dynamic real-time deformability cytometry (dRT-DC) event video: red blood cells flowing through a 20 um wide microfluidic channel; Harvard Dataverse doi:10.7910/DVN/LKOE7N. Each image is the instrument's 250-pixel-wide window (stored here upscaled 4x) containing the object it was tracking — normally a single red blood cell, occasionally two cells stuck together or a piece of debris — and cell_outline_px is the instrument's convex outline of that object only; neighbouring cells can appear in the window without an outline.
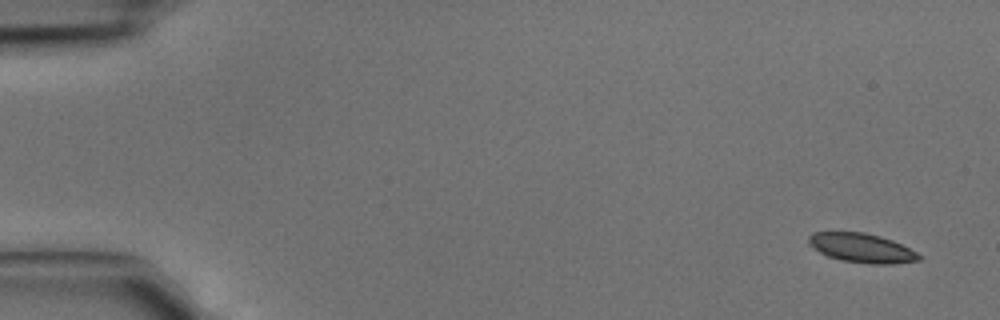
{"species": "common noctule bat (a hibernating species)", "species_latin": "Nyctalus noctula", "temperature_condition": "cold", "stored_images_in_passage": 5, "camera_frame_rate_fps": 3000, "um_per_image_px": 0.085, "animal": {"sex": "male", "body_mass_g": 15.6}, "frame": {"image": 1, "passage_image": 1, "time_ms": 0.0, "image_size_px": [1000, 320], "cell_outline_px": [[920, 260], [892, 264], [868, 264], [844, 260], [824, 256], [812, 248], [808, 244], [808, 236], [812, 232], [864, 232], [880, 236], [892, 240], [916, 252], [920, 256]], "centroid_in_image_um": [73.18, 21.08], "position_along_channel_um": 11.8, "area_um2": 18.84}}